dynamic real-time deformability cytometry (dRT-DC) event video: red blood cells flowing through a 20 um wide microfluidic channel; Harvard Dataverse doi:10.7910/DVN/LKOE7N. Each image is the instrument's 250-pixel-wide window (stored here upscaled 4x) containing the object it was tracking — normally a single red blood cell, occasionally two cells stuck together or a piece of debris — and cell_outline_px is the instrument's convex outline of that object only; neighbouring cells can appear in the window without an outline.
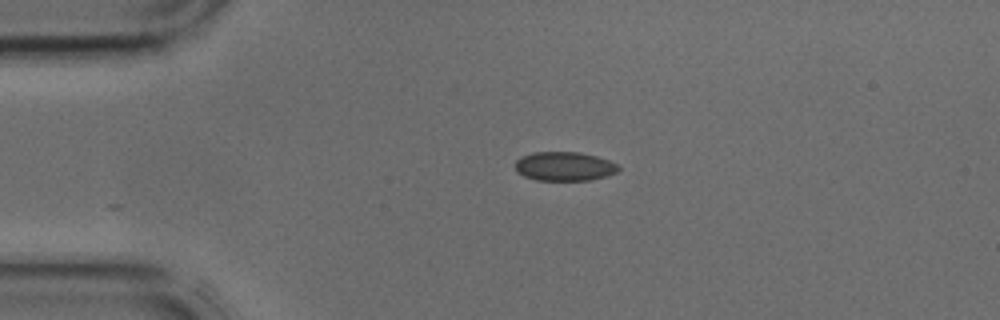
{"species": "common noctule bat (a hibernating species)", "species_latin": "Nyctalus noctula", "temperature_condition": "cold", "stored_images_in_passage": 34, "camera_frame_rate_fps": 3000, "um_per_image_px": 0.085, "animal": {"sex": "male", "body_mass_g": 17.9, "forearm_length_mm": 54.2}, "frame": {"image": 1, "passage_image": 1, "time_ms": 0.0, "image_size_px": [1000, 320], "cell_outline_px": [[620, 168], [616, 172], [604, 176], [588, 180], [536, 180], [524, 176], [516, 172], [516, 160], [520, 156], [532, 152], [580, 152], [596, 156], [608, 160], [616, 164]], "centroid_in_image_um": [47.92, 14.13], "position_along_channel_um": 37.1, "area_um2": 17.4}}
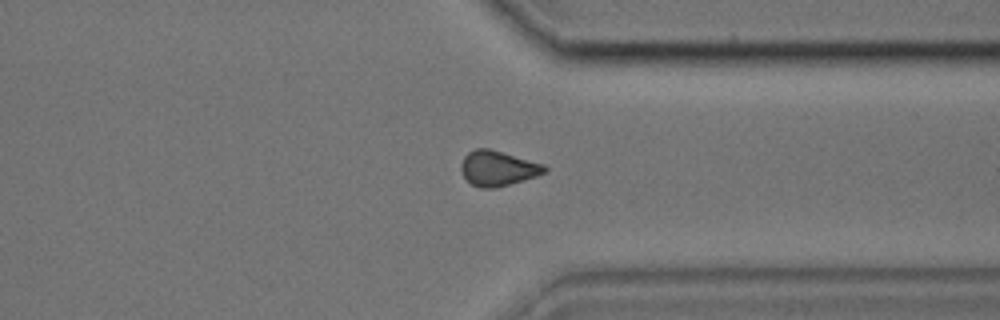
{"frame": {"image": 2, "passage_image": 24, "time_ms": 7.667, "image_size_px": [1000, 320], "cell_outline_px": [[548, 172], [536, 176], [496, 188], [480, 188], [472, 184], [464, 176], [460, 168], [460, 164], [464, 156], [468, 152], [476, 148], [488, 148], [544, 164], [548, 168]], "centroid_in_image_um": [42.32, 14.3], "position_along_channel_um": 369.1, "area_um2": 17.05}}
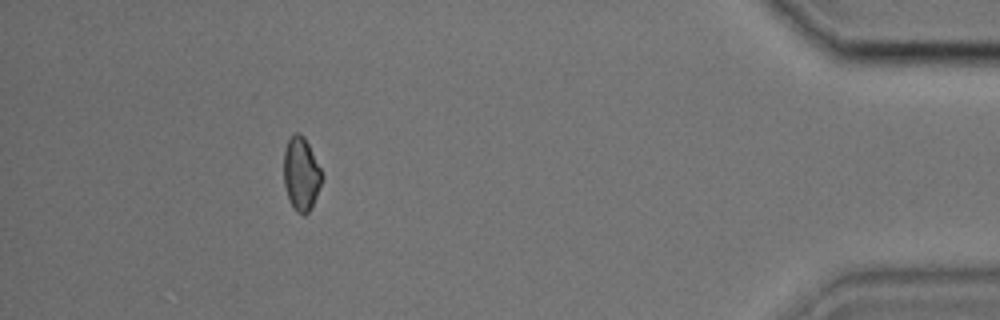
{"frame": {"image": 3, "passage_image": 30, "time_ms": 9.667, "image_size_px": [1000, 320], "cell_outline_px": [[324, 180], [312, 208], [304, 216], [296, 212], [288, 196], [284, 184], [284, 152], [288, 140], [296, 132], [300, 132], [304, 136], [324, 176]], "centroid_in_image_um": [25.63, 14.81], "position_along_channel_um": 409.6, "area_um2": 16.42}}